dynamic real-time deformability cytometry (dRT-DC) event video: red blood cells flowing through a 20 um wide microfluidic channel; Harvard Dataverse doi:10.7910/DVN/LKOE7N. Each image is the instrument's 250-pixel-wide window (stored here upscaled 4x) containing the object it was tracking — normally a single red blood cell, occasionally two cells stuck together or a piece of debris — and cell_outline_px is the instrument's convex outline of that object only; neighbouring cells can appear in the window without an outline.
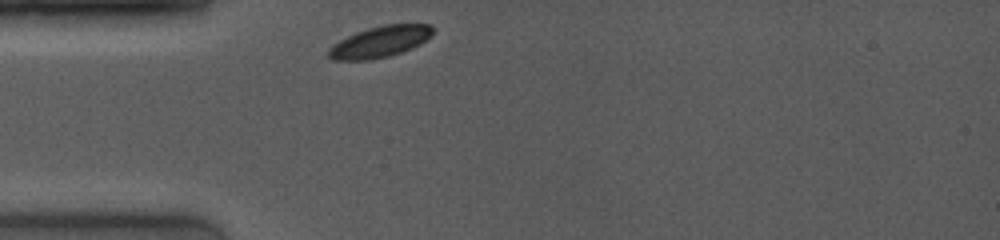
{"species": "common noctule bat (a hibernating species)", "species_latin": "Nyctalus noctula", "temperature_condition": "room temperature", "stored_images_in_passage": 7, "camera_frame_rate_fps": 4000, "um_per_image_px": 0.085, "animal": {"sex": "female", "body_mass_g": 19.0, "forearm_length_mm": 53.3}, "frame": {"image": 1, "passage_image": 1, "time_ms": 0.0, "image_size_px": [1000, 240], "cell_outline_px": [[432, 36], [420, 44], [412, 48], [388, 56], [368, 60], [332, 60], [328, 56], [328, 48], [340, 40], [356, 32], [368, 28], [384, 24], [428, 24], [432, 28]], "centroid_in_image_um": [32.29, 3.55], "position_along_channel_um": 52.7, "area_um2": 18.84}}
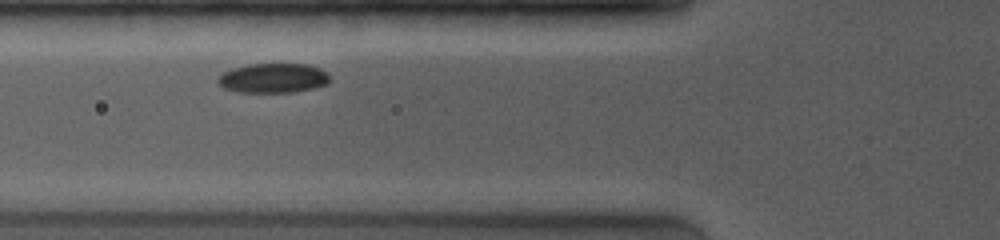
{"frame": {"image": 2, "passage_image": 3, "time_ms": 1.5, "image_size_px": [1000, 240], "cell_outline_px": [[332, 80], [328, 84], [296, 92], [240, 92], [224, 88], [216, 80], [224, 72], [232, 68], [248, 64], [308, 64], [320, 68], [328, 72]], "centroid_in_image_um": [23.28, 6.63], "position_along_channel_um": 102.5, "area_um2": 19.42}}
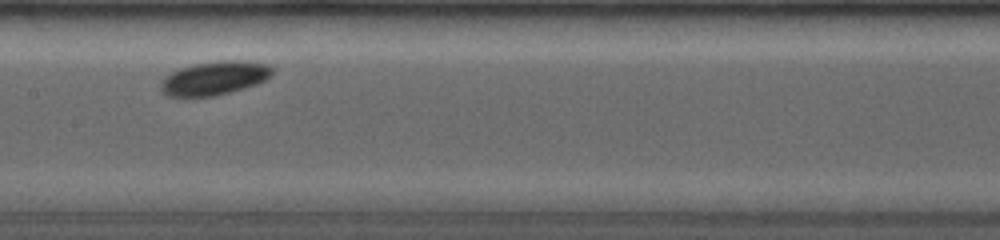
{"frame": {"image": 3, "passage_image": 6, "time_ms": 3.75, "image_size_px": [1000, 240], "cell_outline_px": [[272, 76], [256, 84], [228, 92], [212, 96], [168, 96], [160, 88], [160, 84], [172, 72], [180, 68], [192, 64], [220, 60], [240, 60], [268, 64], [272, 68]], "centroid_in_image_um": [18.25, 6.62], "position_along_channel_um": 189.1, "area_um2": 21.56}}